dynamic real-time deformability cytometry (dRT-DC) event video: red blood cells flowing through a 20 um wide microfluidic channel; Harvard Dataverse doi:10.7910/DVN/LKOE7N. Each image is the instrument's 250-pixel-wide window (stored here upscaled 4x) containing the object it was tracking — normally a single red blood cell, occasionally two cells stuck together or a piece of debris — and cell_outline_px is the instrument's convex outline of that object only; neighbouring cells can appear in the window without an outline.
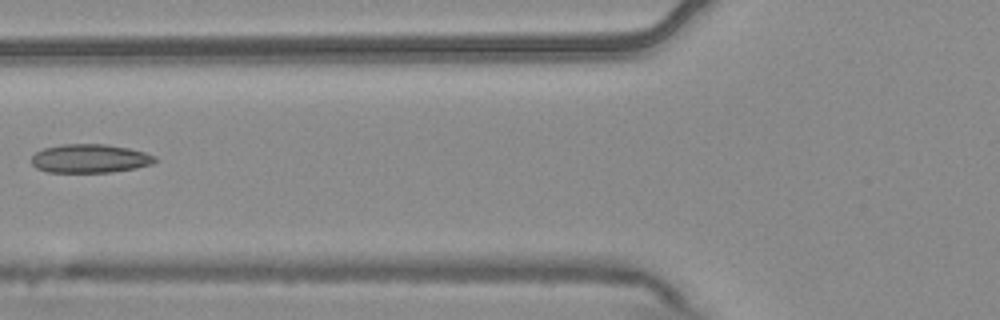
{"species": "common noctule bat (a hibernating species)", "species_latin": "Nyctalus noctula", "temperature_condition": "warm", "stored_images_in_passage": 7, "camera_frame_rate_fps": 3000, "um_per_image_px": 0.085, "animal": {"sex": "male", "body_mass_g": 20.4}, "frame": {"image": 1, "passage_image": 6, "time_ms": 1.667, "image_size_px": [1000, 320], "cell_outline_px": [[156, 160], [152, 164], [136, 168], [112, 172], [48, 172], [36, 168], [32, 164], [32, 156], [36, 152], [44, 148], [64, 144], [104, 144], [128, 148], [144, 152], [156, 156]], "centroid_in_image_um": [7.64, 13.48], "position_along_channel_um": 118.2, "area_um2": 20.58}}
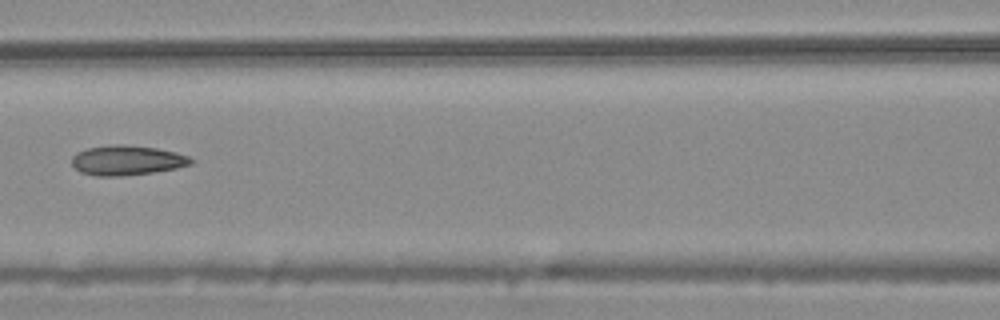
{"frame": {"image": 2, "passage_image": 7, "time_ms": 2.0, "image_size_px": [1000, 320], "cell_outline_px": [[196, 160], [192, 164], [176, 168], [152, 172], [120, 176], [96, 176], [80, 172], [72, 164], [72, 156], [76, 152], [88, 148], [112, 144], [120, 144], [156, 148], [176, 152], [188, 156]], "centroid_in_image_um": [10.79, 13.62], "position_along_channel_um": 155.8, "area_um2": 20.69}}